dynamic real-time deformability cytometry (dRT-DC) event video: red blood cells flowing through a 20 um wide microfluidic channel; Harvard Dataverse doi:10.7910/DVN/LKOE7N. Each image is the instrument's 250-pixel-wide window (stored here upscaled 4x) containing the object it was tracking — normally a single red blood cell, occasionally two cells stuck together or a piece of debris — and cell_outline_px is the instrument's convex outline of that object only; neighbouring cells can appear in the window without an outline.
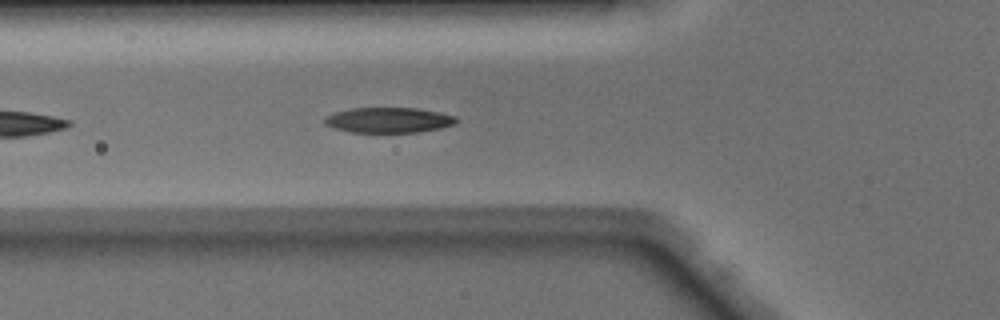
{"species": "Egyptian fruit bat (a non-hibernating species)", "species_latin": "Rousettus aegyptiacus", "temperature_condition": "warm", "stored_images_in_passage": 26, "camera_frame_rate_fps": 3000, "um_per_image_px": 0.085, "animal": {"sex": "male"}, "frame": {"image": 1, "passage_image": 5, "time_ms": 1.333, "image_size_px": [1000, 320], "cell_outline_px": [[456, 124], [440, 128], [420, 132], [352, 132], [336, 128], [324, 124], [324, 120], [328, 116], [336, 112], [348, 108], [416, 108], [440, 112], [456, 116]], "centroid_in_image_um": [33.07, 10.2], "position_along_channel_um": 92.7, "area_um2": 19.31}, "authors_computed_cell_mechanics": {"area_um2": 19.9988, "velocity_mm_per_s": 4.169, "shape_relaxation_time_tau1_ms": null, "shape_relaxation_time_tau2_ms": 1.2227, "deformation_change_tau1": null, "deformation_change_tau2": 0.0731}}